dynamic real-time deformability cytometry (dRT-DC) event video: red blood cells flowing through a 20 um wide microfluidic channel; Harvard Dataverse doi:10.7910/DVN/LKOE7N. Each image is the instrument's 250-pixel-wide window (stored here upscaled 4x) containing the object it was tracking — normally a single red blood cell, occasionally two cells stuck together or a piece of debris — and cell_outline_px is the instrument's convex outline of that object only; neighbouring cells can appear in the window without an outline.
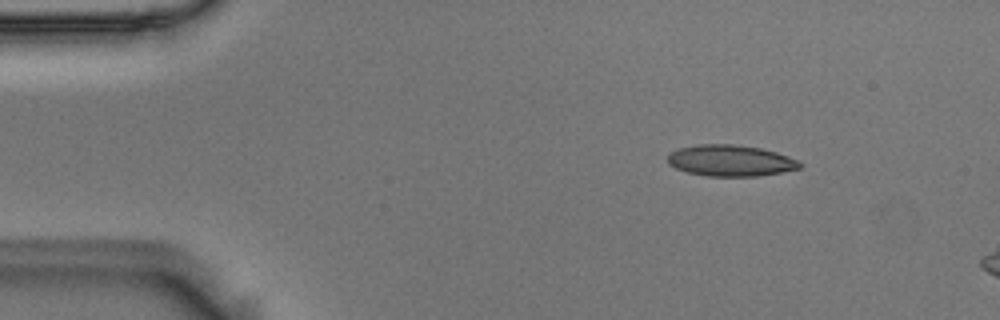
{"species": "Egyptian fruit bat (a non-hibernating species)", "species_latin": "Rousettus aegyptiacus", "temperature_condition": "room temperature", "stored_images_in_passage": 3, "camera_frame_rate_fps": 3000, "um_per_image_px": 0.085, "animal": {"sex": "male"}, "frame": {"image": 1, "passage_image": 1, "time_ms": 0.0, "image_size_px": [1000, 320], "cell_outline_px": [[804, 164], [800, 168], [780, 172], [756, 176], [708, 176], [688, 172], [676, 168], [668, 164], [668, 156], [676, 148], [696, 144], [732, 144], [760, 148], [776, 152], [788, 156]], "centroid_in_image_um": [62.07, 13.64], "position_along_channel_um": 22.9, "area_um2": 23.99}}